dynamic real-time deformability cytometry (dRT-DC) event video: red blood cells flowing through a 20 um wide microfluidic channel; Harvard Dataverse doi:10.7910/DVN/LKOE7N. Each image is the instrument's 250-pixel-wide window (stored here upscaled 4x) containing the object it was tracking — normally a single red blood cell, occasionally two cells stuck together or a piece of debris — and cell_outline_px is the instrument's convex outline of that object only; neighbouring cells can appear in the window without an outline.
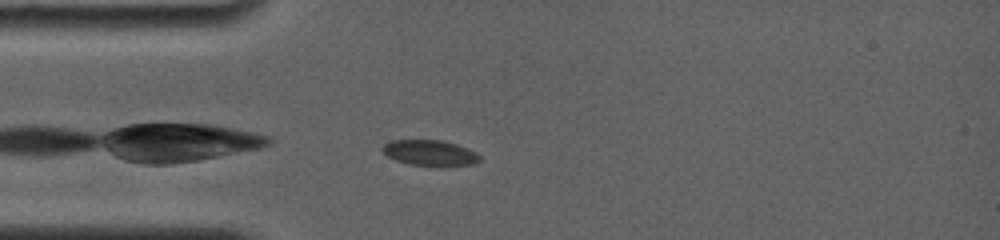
{"species": "common noctule bat (a hibernating species)", "species_latin": "Nyctalus noctula", "temperature_condition": "room temperature", "stored_images_in_passage": 15, "camera_frame_rate_fps": 4000, "um_per_image_px": 0.085, "animal": {"sex": "female", "body_mass_g": 19.0, "forearm_length_mm": 56.7}, "frame": {"image": 1, "passage_image": 2, "time_ms": 0.75, "image_size_px": [1000, 240], "cell_outline_px": [[480, 160], [476, 164], [408, 164], [396, 160], [388, 156], [380, 148], [384, 144], [392, 140], [440, 140], [456, 144], [468, 148], [476, 152], [480, 156]], "centroid_in_image_um": [36.52, 12.96], "position_along_channel_um": 48.5, "area_um2": 14.05}}
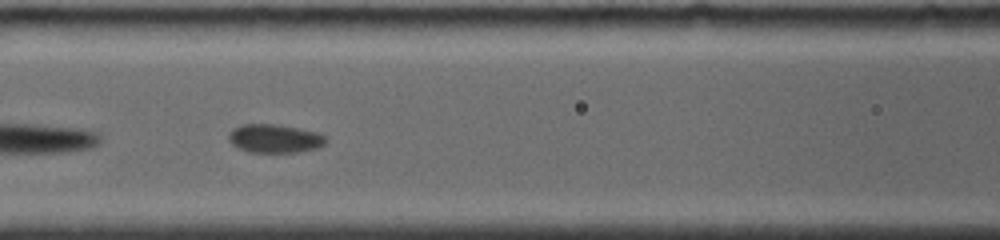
{"frame": {"image": 2, "passage_image": 7, "time_ms": 3.5, "image_size_px": [1000, 240], "cell_outline_px": [[328, 140], [320, 148], [300, 152], [248, 152], [232, 144], [228, 140], [228, 132], [232, 128], [244, 124], [276, 124], [316, 132], [324, 136]], "centroid_in_image_um": [23.34, 11.78], "position_along_channel_um": 143.3, "area_um2": 16.24}}
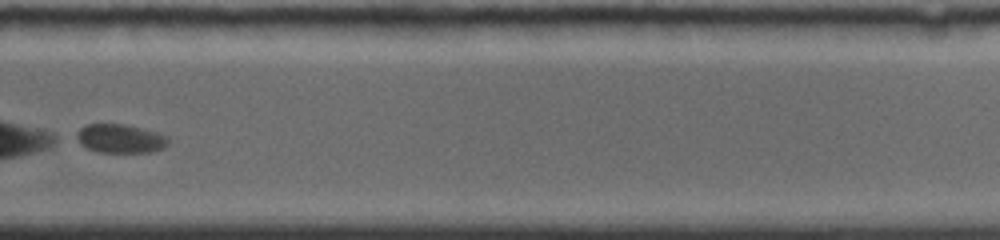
{"frame": {"image": 3, "passage_image": 15, "time_ms": 8.25, "image_size_px": [1000, 240], "cell_outline_px": [[168, 144], [164, 148], [152, 152], [96, 152], [80, 144], [72, 136], [80, 128], [88, 124], [124, 124], [156, 132], [168, 136]], "centroid_in_image_um": [10.18, 11.78], "position_along_channel_um": 319.6, "area_um2": 15.55}}